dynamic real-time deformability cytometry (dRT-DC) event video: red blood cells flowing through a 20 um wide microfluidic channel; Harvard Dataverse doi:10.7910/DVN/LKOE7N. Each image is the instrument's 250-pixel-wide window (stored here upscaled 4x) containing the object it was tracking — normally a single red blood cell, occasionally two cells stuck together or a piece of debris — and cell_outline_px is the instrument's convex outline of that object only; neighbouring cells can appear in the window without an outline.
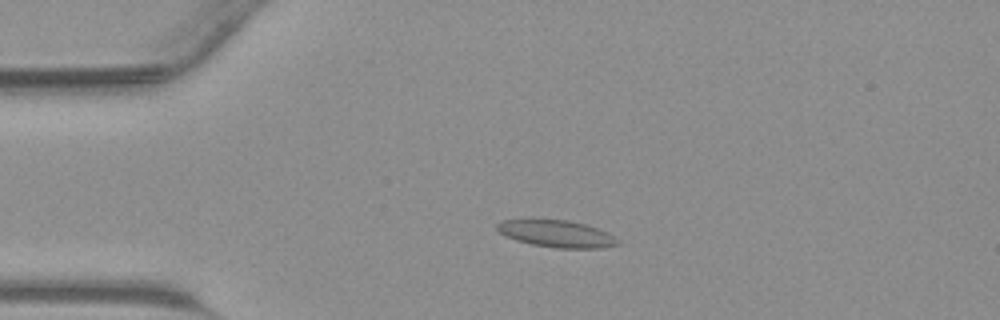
{"species": "common noctule bat (a hibernating species)", "species_latin": "Nyctalus noctula", "temperature_condition": "warm", "stored_images_in_passage": 43, "camera_frame_rate_fps": 3000, "um_per_image_px": 0.085, "animal": {"sex": "male", "body_mass_g": 23.1, "forearm_length_mm": 52.7}, "frame": {"image": 1, "passage_image": 9, "time_ms": 2.667, "image_size_px": [1000, 320], "cell_outline_px": [[620, 244], [604, 248], [556, 248], [532, 244], [516, 240], [500, 232], [496, 228], [496, 224], [504, 220], [524, 216], [528, 216], [568, 220], [584, 224], [608, 232], [620, 240]], "centroid_in_image_um": [47.27, 19.81], "position_along_channel_um": 37.7, "area_um2": 19.77}}
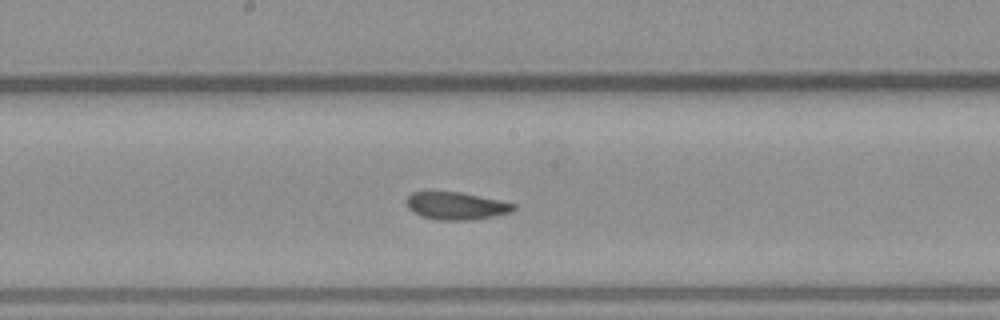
{"frame": {"image": 2, "passage_image": 22, "time_ms": 7.0, "image_size_px": [1000, 320], "cell_outline_px": [[516, 208], [512, 212], [472, 220], [436, 220], [420, 216], [412, 212], [408, 208], [408, 196], [412, 192], [460, 192], [516, 204]], "centroid_in_image_um": [38.77, 17.51], "position_along_channel_um": 209.4, "area_um2": 17.05}}
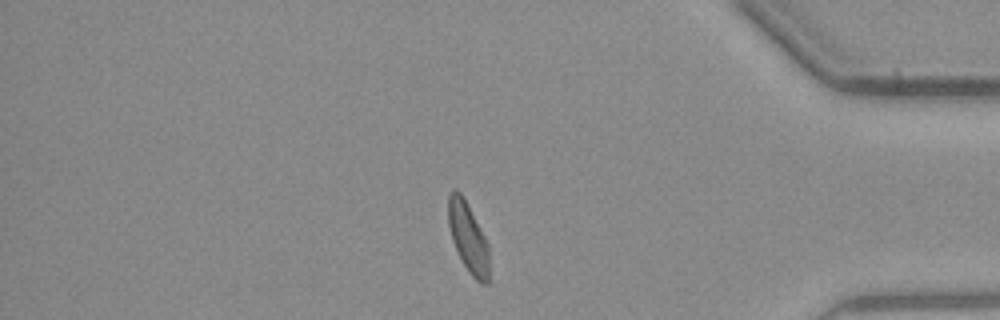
{"frame": {"image": 3, "passage_image": 36, "time_ms": 11.667, "image_size_px": [1000, 320], "cell_outline_px": [[488, 284], [484, 284], [476, 280], [472, 276], [464, 264], [452, 240], [448, 224], [448, 196], [456, 188], [464, 196], [488, 244]], "centroid_in_image_um": [39.78, 20.15], "position_along_channel_um": 395.4, "area_um2": 16.36}}